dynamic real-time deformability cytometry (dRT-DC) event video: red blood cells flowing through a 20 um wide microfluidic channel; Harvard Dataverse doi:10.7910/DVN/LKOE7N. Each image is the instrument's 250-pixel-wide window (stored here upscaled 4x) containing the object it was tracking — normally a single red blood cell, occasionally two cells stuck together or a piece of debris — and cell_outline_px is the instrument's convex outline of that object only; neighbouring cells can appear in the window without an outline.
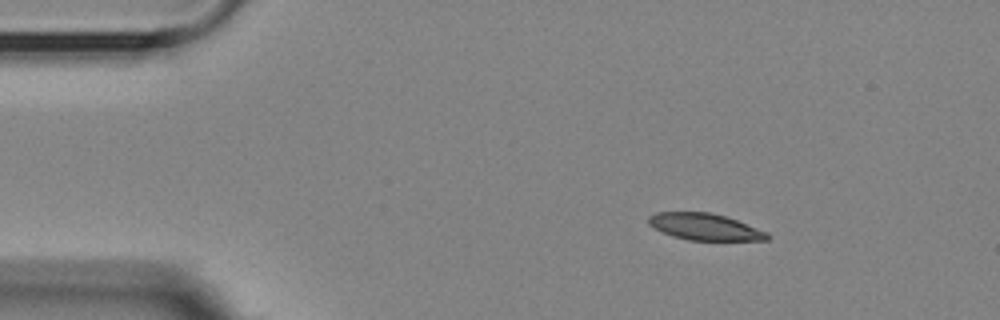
{"species": "Egyptian fruit bat (a non-hibernating species)", "species_latin": "Rousettus aegyptiacus", "temperature_condition": "room temperature", "stored_images_in_passage": 3, "camera_frame_rate_fps": 3000, "um_per_image_px": 0.085, "animal": {"sex": "female"}, "frame": {"image": 1, "passage_image": 2, "time_ms": 1.333, "image_size_px": [1000, 320], "cell_outline_px": [[772, 236], [768, 240], [688, 240], [672, 236], [648, 224], [648, 216], [656, 212], [712, 212], [736, 220], [768, 232]], "centroid_in_image_um": [59.92, 19.28], "position_along_channel_um": 25.1, "area_um2": 18.38}}